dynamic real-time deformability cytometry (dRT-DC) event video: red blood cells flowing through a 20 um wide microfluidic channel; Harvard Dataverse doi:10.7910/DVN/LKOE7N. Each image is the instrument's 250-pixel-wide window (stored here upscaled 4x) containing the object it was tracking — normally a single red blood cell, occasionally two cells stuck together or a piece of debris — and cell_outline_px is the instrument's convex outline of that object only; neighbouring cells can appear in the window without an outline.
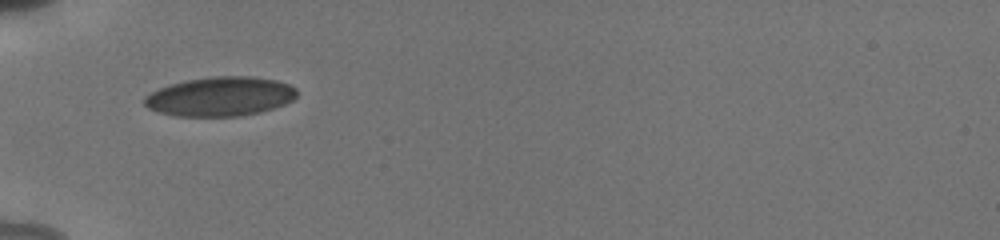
{"species": "human", "species_latin": "Homo sapiens", "temperature_condition": "cold", "stored_images_in_passage": 7, "camera_frame_rate_fps": 3000, "um_per_image_px": 0.085, "donor": {"sex": "male"}, "frame": {"image": 1, "passage_image": 1, "time_ms": 0.0, "image_size_px": [1000, 240], "cell_outline_px": [[296, 96], [292, 100], [284, 104], [260, 112], [240, 116], [176, 116], [160, 112], [148, 108], [144, 104], [144, 96], [160, 88], [172, 84], [188, 80], [212, 76], [252, 76], [276, 80], [288, 84], [296, 88]], "centroid_in_image_um": [18.73, 8.2], "position_along_channel_um": 66.3, "area_um2": 34.68}}
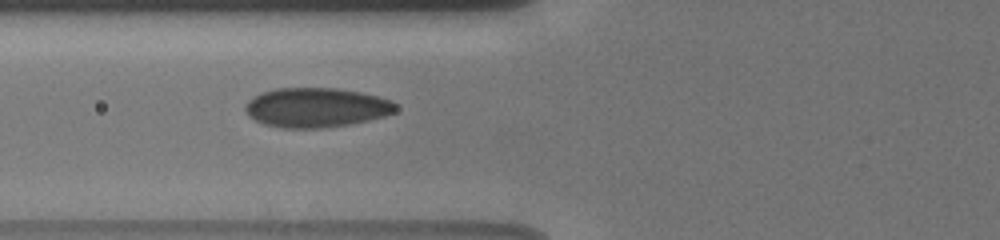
{"frame": {"image": 2, "passage_image": 6, "time_ms": 1.0, "image_size_px": [1000, 240], "cell_outline_px": [[396, 112], [384, 116], [368, 120], [348, 124], [324, 128], [284, 128], [264, 124], [248, 116], [244, 108], [244, 104], [248, 100], [260, 92], [276, 88], [336, 88], [360, 92], [392, 100], [396, 104]], "centroid_in_image_um": [26.85, 9.14], "position_along_channel_um": 98.9, "area_um2": 34.74}}